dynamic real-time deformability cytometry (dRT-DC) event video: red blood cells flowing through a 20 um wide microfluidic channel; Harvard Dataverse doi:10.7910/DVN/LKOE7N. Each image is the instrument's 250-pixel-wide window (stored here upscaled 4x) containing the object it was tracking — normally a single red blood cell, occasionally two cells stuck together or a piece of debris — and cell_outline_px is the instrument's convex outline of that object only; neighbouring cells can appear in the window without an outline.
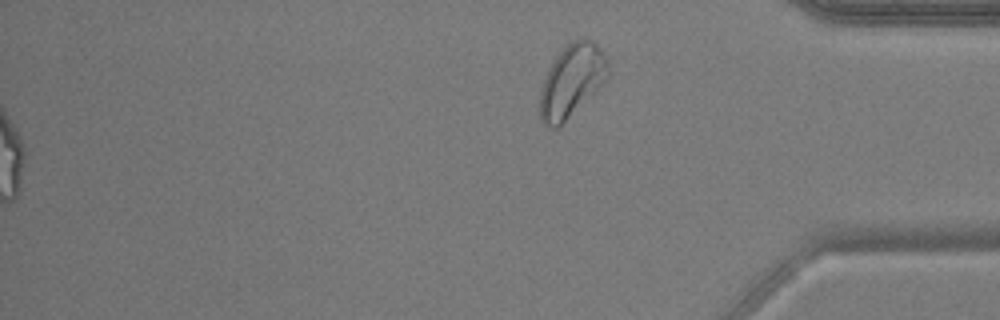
{"species": "common noctule bat (a hibernating species)", "species_latin": "Nyctalus noctula", "temperature_condition": "warm", "stored_images_in_passage": 53, "segment_of_instrument_passage": [2, 2], "camera_frame_rate_fps": 3000, "um_per_image_px": 0.085, "animal": {"sex": "male", "body_mass_g": 17.9, "forearm_length_mm": 54.2}, "frame": {"image": 1, "passage_image": 53, "time_ms": 17.333, "image_size_px": [1000, 320], "cell_outline_px": [[608, 76], [600, 88], [556, 128], [552, 128], [544, 124], [540, 116], [540, 92], [548, 68], [556, 56], [572, 40], [584, 36], [592, 40], [604, 52], [608, 60]], "centroid_in_image_um": [48.62, 6.82], "position_along_channel_um": 386.6, "area_um2": 28.67}}